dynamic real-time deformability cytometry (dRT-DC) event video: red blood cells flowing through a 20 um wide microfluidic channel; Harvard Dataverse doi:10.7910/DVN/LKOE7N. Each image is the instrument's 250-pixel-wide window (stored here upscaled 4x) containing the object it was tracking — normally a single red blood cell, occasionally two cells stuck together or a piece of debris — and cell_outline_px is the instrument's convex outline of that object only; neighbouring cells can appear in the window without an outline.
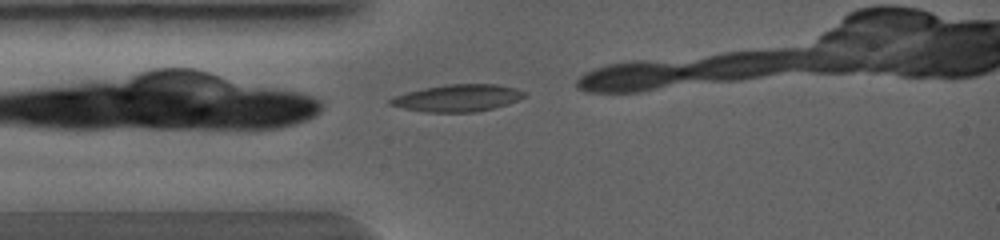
{"species": "common noctule bat (a hibernating species)", "species_latin": "Nyctalus noctula", "temperature_condition": "warm", "stored_images_in_passage": 2, "camera_frame_rate_fps": 5000, "um_per_image_px": 0.085, "animal": {"sex": "female", "body_mass_g": 19.0, "forearm_length_mm": 56.7}, "frame": {"image": 1, "passage_image": 1, "time_ms": 0.0, "image_size_px": [1000, 240], "cell_outline_px": [[528, 96], [508, 104], [476, 112], [424, 112], [404, 108], [388, 104], [388, 100], [392, 96], [424, 88], [448, 84], [496, 84], [516, 88], [528, 92]], "centroid_in_image_um": [38.93, 8.33], "position_along_channel_um": 46.1, "area_um2": 21.27}}